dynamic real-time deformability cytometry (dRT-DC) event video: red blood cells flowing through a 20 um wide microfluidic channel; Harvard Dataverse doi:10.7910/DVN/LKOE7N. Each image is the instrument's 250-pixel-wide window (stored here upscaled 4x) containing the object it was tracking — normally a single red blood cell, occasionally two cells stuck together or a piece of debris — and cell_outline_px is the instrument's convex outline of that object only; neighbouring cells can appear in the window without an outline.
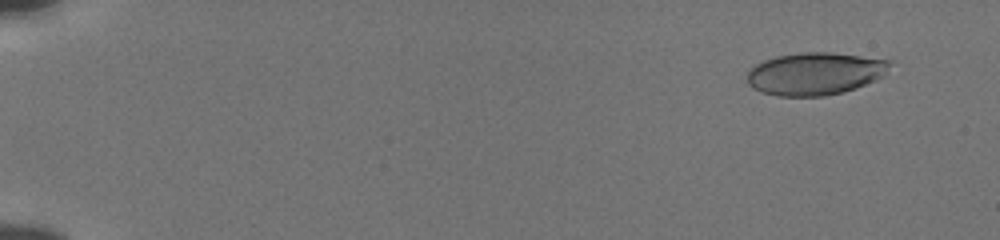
{"species": "human", "species_latin": "Homo sapiens", "temperature_condition": "cold", "stored_images_in_passage": 56, "camera_frame_rate_fps": 3000, "um_per_image_px": 0.085, "donor": {"sex": "male"}, "frame": {"image": 1, "passage_image": 5, "time_ms": 1.333, "image_size_px": [1000, 240], "cell_outline_px": [[892, 60], [884, 76], [876, 80], [856, 88], [844, 92], [824, 96], [776, 96], [760, 92], [752, 88], [748, 84], [748, 72], [756, 64], [764, 60], [776, 56], [800, 52], [832, 52]], "centroid_in_image_um": [69.28, 6.26], "position_along_channel_um": 15.7, "area_um2": 35.6}}
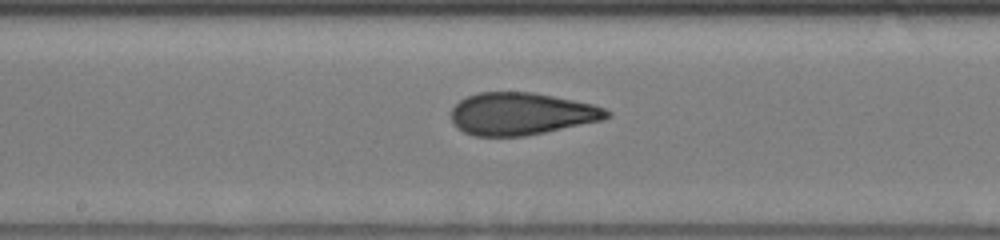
{"frame": {"image": 2, "passage_image": 32, "time_ms": 10.333, "image_size_px": [1000, 240], "cell_outline_px": [[612, 116], [604, 120], [524, 136], [476, 136], [464, 132], [452, 120], [452, 108], [460, 100], [468, 96], [480, 92], [532, 92], [592, 104], [604, 108], [612, 112]], "centroid_in_image_um": [44.35, 9.67], "position_along_channel_um": 203.8, "area_um2": 38.09}}
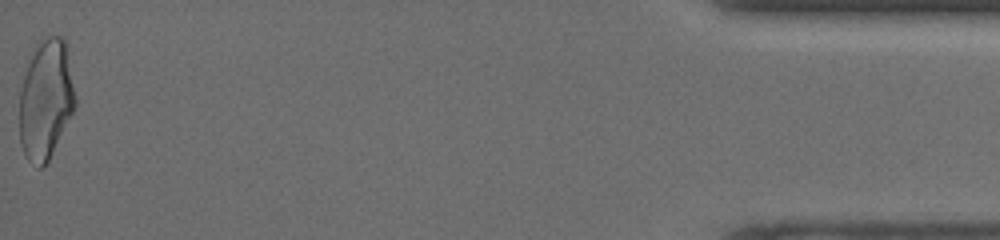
{"frame": {"image": 3, "passage_image": 56, "time_ms": 18.333, "image_size_px": [1000, 240], "cell_outline_px": [[76, 104], [48, 160], [40, 168], [36, 168], [24, 156], [20, 144], [20, 92], [24, 76], [32, 48], [40, 36], [60, 36], [64, 40], [76, 96]], "centroid_in_image_um": [3.86, 8.43], "position_along_channel_um": 431.3, "area_um2": 38.78}, "authors_computed_cell_mechanics": {"area_um2": 37.4544, "velocity_mm_per_s": 3.8525, "shape_relaxation_time_tau1_ms": 5.9511, "shape_relaxation_time_tau2_ms": 1.1951, "deformation_change_tau1": 0.1959, "deformation_change_tau2": 0.0786}}